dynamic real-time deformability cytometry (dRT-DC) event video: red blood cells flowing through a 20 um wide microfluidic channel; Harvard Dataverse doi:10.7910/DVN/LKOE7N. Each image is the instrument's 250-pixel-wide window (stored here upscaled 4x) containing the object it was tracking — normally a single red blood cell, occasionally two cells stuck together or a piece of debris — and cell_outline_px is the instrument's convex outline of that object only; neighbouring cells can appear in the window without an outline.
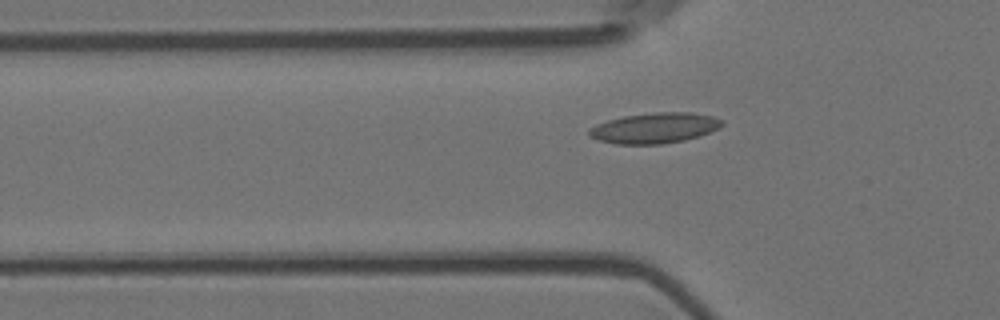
{"species": "Egyptian fruit bat (a non-hibernating species)", "species_latin": "Rousettus aegyptiacus", "temperature_condition": "room temperature", "stored_images_in_passage": 29, "camera_frame_rate_fps": 3000, "um_per_image_px": 0.085, "animal": {"sex": "female"}, "frame": {"image": 1, "passage_image": 17, "time_ms": 5.333, "image_size_px": [1000, 320], "cell_outline_px": [[724, 124], [720, 128], [700, 136], [684, 140], [660, 144], [616, 144], [600, 140], [588, 136], [588, 128], [596, 124], [608, 120], [624, 116], [656, 112], [692, 112], [712, 116], [724, 120]], "centroid_in_image_um": [55.66, 10.88], "position_along_channel_um": 70.1, "area_um2": 23.76}}
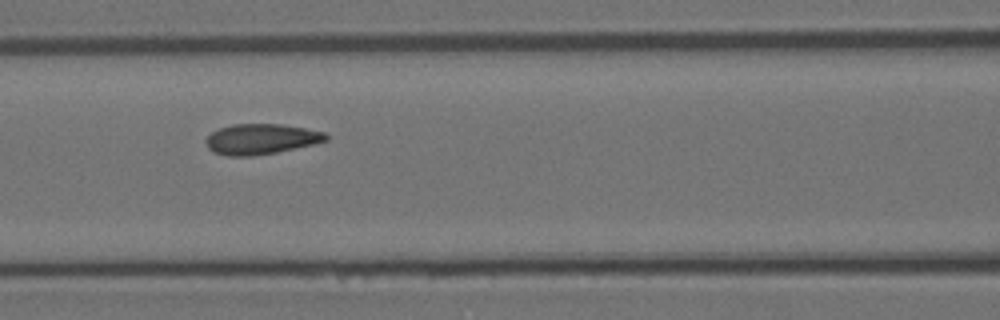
{"frame": {"image": 2, "passage_image": 23, "time_ms": 7.333, "image_size_px": [1000, 320], "cell_outline_px": [[328, 140], [312, 144], [276, 152], [252, 156], [228, 156], [212, 152], [208, 148], [204, 140], [212, 132], [220, 128], [232, 124], [280, 124], [304, 128], [324, 132], [328, 136]], "centroid_in_image_um": [22.14, 11.82], "position_along_channel_um": 144.5, "area_um2": 21.15}}
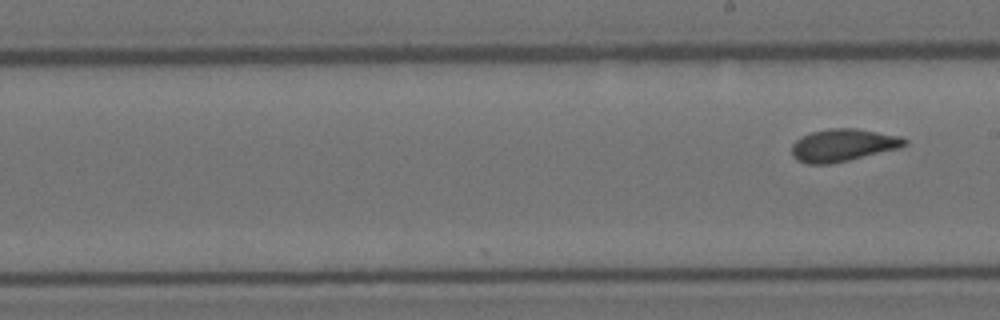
{"frame": {"image": 3, "passage_image": 29, "time_ms": 9.333, "image_size_px": [1000, 320], "cell_outline_px": [[908, 144], [900, 148], [832, 164], [808, 164], [796, 160], [792, 156], [792, 144], [796, 140], [812, 132], [832, 128], [856, 128], [900, 136], [908, 140]], "centroid_in_image_um": [71.67, 12.35], "position_along_channel_um": 217.3, "area_um2": 21.39}}